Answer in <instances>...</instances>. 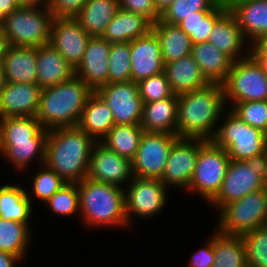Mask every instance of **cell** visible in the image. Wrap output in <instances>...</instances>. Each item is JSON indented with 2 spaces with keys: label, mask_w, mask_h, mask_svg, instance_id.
<instances>
[{
  "label": "cell",
  "mask_w": 267,
  "mask_h": 267,
  "mask_svg": "<svg viewBox=\"0 0 267 267\" xmlns=\"http://www.w3.org/2000/svg\"><path fill=\"white\" fill-rule=\"evenodd\" d=\"M94 91L77 76L41 90L36 118L47 130L78 126Z\"/></svg>",
  "instance_id": "cell-4"
},
{
  "label": "cell",
  "mask_w": 267,
  "mask_h": 267,
  "mask_svg": "<svg viewBox=\"0 0 267 267\" xmlns=\"http://www.w3.org/2000/svg\"><path fill=\"white\" fill-rule=\"evenodd\" d=\"M22 263L17 256L0 250V267H21Z\"/></svg>",
  "instance_id": "cell-48"
},
{
  "label": "cell",
  "mask_w": 267,
  "mask_h": 267,
  "mask_svg": "<svg viewBox=\"0 0 267 267\" xmlns=\"http://www.w3.org/2000/svg\"><path fill=\"white\" fill-rule=\"evenodd\" d=\"M156 11L161 15L174 0H153Z\"/></svg>",
  "instance_id": "cell-52"
},
{
  "label": "cell",
  "mask_w": 267,
  "mask_h": 267,
  "mask_svg": "<svg viewBox=\"0 0 267 267\" xmlns=\"http://www.w3.org/2000/svg\"><path fill=\"white\" fill-rule=\"evenodd\" d=\"M143 132L140 125L115 124L100 142L119 156L132 161Z\"/></svg>",
  "instance_id": "cell-36"
},
{
  "label": "cell",
  "mask_w": 267,
  "mask_h": 267,
  "mask_svg": "<svg viewBox=\"0 0 267 267\" xmlns=\"http://www.w3.org/2000/svg\"><path fill=\"white\" fill-rule=\"evenodd\" d=\"M215 227L227 235L242 236L267 223V187L225 204L216 214Z\"/></svg>",
  "instance_id": "cell-9"
},
{
  "label": "cell",
  "mask_w": 267,
  "mask_h": 267,
  "mask_svg": "<svg viewBox=\"0 0 267 267\" xmlns=\"http://www.w3.org/2000/svg\"><path fill=\"white\" fill-rule=\"evenodd\" d=\"M41 90L37 84L5 82L0 92V119L36 117Z\"/></svg>",
  "instance_id": "cell-20"
},
{
  "label": "cell",
  "mask_w": 267,
  "mask_h": 267,
  "mask_svg": "<svg viewBox=\"0 0 267 267\" xmlns=\"http://www.w3.org/2000/svg\"><path fill=\"white\" fill-rule=\"evenodd\" d=\"M267 187V152L244 161L231 160L217 195L207 208L217 213L225 204Z\"/></svg>",
  "instance_id": "cell-5"
},
{
  "label": "cell",
  "mask_w": 267,
  "mask_h": 267,
  "mask_svg": "<svg viewBox=\"0 0 267 267\" xmlns=\"http://www.w3.org/2000/svg\"><path fill=\"white\" fill-rule=\"evenodd\" d=\"M8 42L6 40L5 34L3 33L0 26V64L3 61V57L5 55L6 49L8 48Z\"/></svg>",
  "instance_id": "cell-53"
},
{
  "label": "cell",
  "mask_w": 267,
  "mask_h": 267,
  "mask_svg": "<svg viewBox=\"0 0 267 267\" xmlns=\"http://www.w3.org/2000/svg\"><path fill=\"white\" fill-rule=\"evenodd\" d=\"M37 85L41 88L58 85L71 79L75 70L52 45L36 47Z\"/></svg>",
  "instance_id": "cell-24"
},
{
  "label": "cell",
  "mask_w": 267,
  "mask_h": 267,
  "mask_svg": "<svg viewBox=\"0 0 267 267\" xmlns=\"http://www.w3.org/2000/svg\"><path fill=\"white\" fill-rule=\"evenodd\" d=\"M178 95L143 104L141 128L145 132L177 135Z\"/></svg>",
  "instance_id": "cell-25"
},
{
  "label": "cell",
  "mask_w": 267,
  "mask_h": 267,
  "mask_svg": "<svg viewBox=\"0 0 267 267\" xmlns=\"http://www.w3.org/2000/svg\"><path fill=\"white\" fill-rule=\"evenodd\" d=\"M152 23L143 15L119 9L102 35L110 43L131 42L146 35Z\"/></svg>",
  "instance_id": "cell-30"
},
{
  "label": "cell",
  "mask_w": 267,
  "mask_h": 267,
  "mask_svg": "<svg viewBox=\"0 0 267 267\" xmlns=\"http://www.w3.org/2000/svg\"><path fill=\"white\" fill-rule=\"evenodd\" d=\"M19 6H41L46 5L47 0H16Z\"/></svg>",
  "instance_id": "cell-54"
},
{
  "label": "cell",
  "mask_w": 267,
  "mask_h": 267,
  "mask_svg": "<svg viewBox=\"0 0 267 267\" xmlns=\"http://www.w3.org/2000/svg\"><path fill=\"white\" fill-rule=\"evenodd\" d=\"M114 125L109 106L94 92L83 109L78 127L95 141H101Z\"/></svg>",
  "instance_id": "cell-34"
},
{
  "label": "cell",
  "mask_w": 267,
  "mask_h": 267,
  "mask_svg": "<svg viewBox=\"0 0 267 267\" xmlns=\"http://www.w3.org/2000/svg\"><path fill=\"white\" fill-rule=\"evenodd\" d=\"M219 4V0H174L159 20L177 25L186 17L197 15V11H213Z\"/></svg>",
  "instance_id": "cell-40"
},
{
  "label": "cell",
  "mask_w": 267,
  "mask_h": 267,
  "mask_svg": "<svg viewBox=\"0 0 267 267\" xmlns=\"http://www.w3.org/2000/svg\"><path fill=\"white\" fill-rule=\"evenodd\" d=\"M222 86L227 108L237 102L267 101V76L250 55L233 62Z\"/></svg>",
  "instance_id": "cell-11"
},
{
  "label": "cell",
  "mask_w": 267,
  "mask_h": 267,
  "mask_svg": "<svg viewBox=\"0 0 267 267\" xmlns=\"http://www.w3.org/2000/svg\"><path fill=\"white\" fill-rule=\"evenodd\" d=\"M86 177L125 188L134 178L132 161L96 141L91 150Z\"/></svg>",
  "instance_id": "cell-15"
},
{
  "label": "cell",
  "mask_w": 267,
  "mask_h": 267,
  "mask_svg": "<svg viewBox=\"0 0 267 267\" xmlns=\"http://www.w3.org/2000/svg\"><path fill=\"white\" fill-rule=\"evenodd\" d=\"M110 48L111 43L102 37H91L83 59L75 69V76L81 78L94 92L108 84Z\"/></svg>",
  "instance_id": "cell-19"
},
{
  "label": "cell",
  "mask_w": 267,
  "mask_h": 267,
  "mask_svg": "<svg viewBox=\"0 0 267 267\" xmlns=\"http://www.w3.org/2000/svg\"><path fill=\"white\" fill-rule=\"evenodd\" d=\"M28 172L32 176H29L26 180L24 179L23 183L27 186L26 190L28 198L30 199L32 206L36 208L37 212V210L42 207V205L48 201L66 182L44 163L36 166V168L34 167L26 170L24 172L25 174L21 176V180L26 178L24 175H27ZM37 204H39V207H36L38 206Z\"/></svg>",
  "instance_id": "cell-29"
},
{
  "label": "cell",
  "mask_w": 267,
  "mask_h": 267,
  "mask_svg": "<svg viewBox=\"0 0 267 267\" xmlns=\"http://www.w3.org/2000/svg\"><path fill=\"white\" fill-rule=\"evenodd\" d=\"M9 181L8 178L6 182L0 183V217L19 223H33L35 208L28 198L26 186L17 179V182Z\"/></svg>",
  "instance_id": "cell-23"
},
{
  "label": "cell",
  "mask_w": 267,
  "mask_h": 267,
  "mask_svg": "<svg viewBox=\"0 0 267 267\" xmlns=\"http://www.w3.org/2000/svg\"><path fill=\"white\" fill-rule=\"evenodd\" d=\"M164 73L172 92L176 95L200 89L209 84L191 54L166 63Z\"/></svg>",
  "instance_id": "cell-28"
},
{
  "label": "cell",
  "mask_w": 267,
  "mask_h": 267,
  "mask_svg": "<svg viewBox=\"0 0 267 267\" xmlns=\"http://www.w3.org/2000/svg\"><path fill=\"white\" fill-rule=\"evenodd\" d=\"M170 190L160 179L135 177L124 188L125 215L128 226L135 232L138 220L152 222L166 212L171 201ZM169 201V202H168ZM136 223H135V221Z\"/></svg>",
  "instance_id": "cell-8"
},
{
  "label": "cell",
  "mask_w": 267,
  "mask_h": 267,
  "mask_svg": "<svg viewBox=\"0 0 267 267\" xmlns=\"http://www.w3.org/2000/svg\"><path fill=\"white\" fill-rule=\"evenodd\" d=\"M1 65L5 82L37 84L36 47L8 46Z\"/></svg>",
  "instance_id": "cell-22"
},
{
  "label": "cell",
  "mask_w": 267,
  "mask_h": 267,
  "mask_svg": "<svg viewBox=\"0 0 267 267\" xmlns=\"http://www.w3.org/2000/svg\"><path fill=\"white\" fill-rule=\"evenodd\" d=\"M130 42L111 43L108 84L131 80Z\"/></svg>",
  "instance_id": "cell-42"
},
{
  "label": "cell",
  "mask_w": 267,
  "mask_h": 267,
  "mask_svg": "<svg viewBox=\"0 0 267 267\" xmlns=\"http://www.w3.org/2000/svg\"><path fill=\"white\" fill-rule=\"evenodd\" d=\"M78 191L79 220L84 231L113 228L112 230H125L124 233L129 231V235L134 233L128 226L125 215L124 188L86 177L78 182Z\"/></svg>",
  "instance_id": "cell-2"
},
{
  "label": "cell",
  "mask_w": 267,
  "mask_h": 267,
  "mask_svg": "<svg viewBox=\"0 0 267 267\" xmlns=\"http://www.w3.org/2000/svg\"><path fill=\"white\" fill-rule=\"evenodd\" d=\"M95 142L78 126L48 130L44 164L66 183H78L87 176Z\"/></svg>",
  "instance_id": "cell-3"
},
{
  "label": "cell",
  "mask_w": 267,
  "mask_h": 267,
  "mask_svg": "<svg viewBox=\"0 0 267 267\" xmlns=\"http://www.w3.org/2000/svg\"><path fill=\"white\" fill-rule=\"evenodd\" d=\"M52 20L47 5L18 6L0 26L9 46L38 47L50 43Z\"/></svg>",
  "instance_id": "cell-6"
},
{
  "label": "cell",
  "mask_w": 267,
  "mask_h": 267,
  "mask_svg": "<svg viewBox=\"0 0 267 267\" xmlns=\"http://www.w3.org/2000/svg\"><path fill=\"white\" fill-rule=\"evenodd\" d=\"M241 237L247 267H267V223Z\"/></svg>",
  "instance_id": "cell-41"
},
{
  "label": "cell",
  "mask_w": 267,
  "mask_h": 267,
  "mask_svg": "<svg viewBox=\"0 0 267 267\" xmlns=\"http://www.w3.org/2000/svg\"><path fill=\"white\" fill-rule=\"evenodd\" d=\"M18 6L16 0H0V15L4 17L13 12Z\"/></svg>",
  "instance_id": "cell-50"
},
{
  "label": "cell",
  "mask_w": 267,
  "mask_h": 267,
  "mask_svg": "<svg viewBox=\"0 0 267 267\" xmlns=\"http://www.w3.org/2000/svg\"><path fill=\"white\" fill-rule=\"evenodd\" d=\"M199 149L200 139L179 138L173 144L160 179L170 191L179 190L182 194L188 189Z\"/></svg>",
  "instance_id": "cell-14"
},
{
  "label": "cell",
  "mask_w": 267,
  "mask_h": 267,
  "mask_svg": "<svg viewBox=\"0 0 267 267\" xmlns=\"http://www.w3.org/2000/svg\"><path fill=\"white\" fill-rule=\"evenodd\" d=\"M119 10V0H88L74 17L91 37H102Z\"/></svg>",
  "instance_id": "cell-32"
},
{
  "label": "cell",
  "mask_w": 267,
  "mask_h": 267,
  "mask_svg": "<svg viewBox=\"0 0 267 267\" xmlns=\"http://www.w3.org/2000/svg\"><path fill=\"white\" fill-rule=\"evenodd\" d=\"M47 136L48 130L42 128L30 141L0 142V158L4 165L12 166L10 170L17 174V179L26 170L45 162Z\"/></svg>",
  "instance_id": "cell-17"
},
{
  "label": "cell",
  "mask_w": 267,
  "mask_h": 267,
  "mask_svg": "<svg viewBox=\"0 0 267 267\" xmlns=\"http://www.w3.org/2000/svg\"><path fill=\"white\" fill-rule=\"evenodd\" d=\"M95 92L109 106L115 124H141L143 101L138 92L137 82H114L99 87Z\"/></svg>",
  "instance_id": "cell-13"
},
{
  "label": "cell",
  "mask_w": 267,
  "mask_h": 267,
  "mask_svg": "<svg viewBox=\"0 0 267 267\" xmlns=\"http://www.w3.org/2000/svg\"><path fill=\"white\" fill-rule=\"evenodd\" d=\"M245 0H219V3L224 6L226 9H230L236 3H240Z\"/></svg>",
  "instance_id": "cell-55"
},
{
  "label": "cell",
  "mask_w": 267,
  "mask_h": 267,
  "mask_svg": "<svg viewBox=\"0 0 267 267\" xmlns=\"http://www.w3.org/2000/svg\"><path fill=\"white\" fill-rule=\"evenodd\" d=\"M152 30L158 37L164 64L191 54V38L178 25L158 20L152 24Z\"/></svg>",
  "instance_id": "cell-33"
},
{
  "label": "cell",
  "mask_w": 267,
  "mask_h": 267,
  "mask_svg": "<svg viewBox=\"0 0 267 267\" xmlns=\"http://www.w3.org/2000/svg\"><path fill=\"white\" fill-rule=\"evenodd\" d=\"M130 51L131 81L138 82L164 72L160 43L152 29L146 35L132 40Z\"/></svg>",
  "instance_id": "cell-18"
},
{
  "label": "cell",
  "mask_w": 267,
  "mask_h": 267,
  "mask_svg": "<svg viewBox=\"0 0 267 267\" xmlns=\"http://www.w3.org/2000/svg\"><path fill=\"white\" fill-rule=\"evenodd\" d=\"M43 127L36 117L0 119V142L30 141Z\"/></svg>",
  "instance_id": "cell-39"
},
{
  "label": "cell",
  "mask_w": 267,
  "mask_h": 267,
  "mask_svg": "<svg viewBox=\"0 0 267 267\" xmlns=\"http://www.w3.org/2000/svg\"><path fill=\"white\" fill-rule=\"evenodd\" d=\"M213 249L215 254L213 267H247L245 246L241 236L227 235L212 226Z\"/></svg>",
  "instance_id": "cell-35"
},
{
  "label": "cell",
  "mask_w": 267,
  "mask_h": 267,
  "mask_svg": "<svg viewBox=\"0 0 267 267\" xmlns=\"http://www.w3.org/2000/svg\"><path fill=\"white\" fill-rule=\"evenodd\" d=\"M90 38L74 17L53 18L50 44L74 70L81 63Z\"/></svg>",
  "instance_id": "cell-16"
},
{
  "label": "cell",
  "mask_w": 267,
  "mask_h": 267,
  "mask_svg": "<svg viewBox=\"0 0 267 267\" xmlns=\"http://www.w3.org/2000/svg\"><path fill=\"white\" fill-rule=\"evenodd\" d=\"M31 224L4 220L0 217V250L17 256L23 262L27 261V258L31 257L28 253L33 249L32 243L35 240V232L32 230H35V226Z\"/></svg>",
  "instance_id": "cell-31"
},
{
  "label": "cell",
  "mask_w": 267,
  "mask_h": 267,
  "mask_svg": "<svg viewBox=\"0 0 267 267\" xmlns=\"http://www.w3.org/2000/svg\"><path fill=\"white\" fill-rule=\"evenodd\" d=\"M139 95L144 103L159 101L172 97V92L164 72L137 82Z\"/></svg>",
  "instance_id": "cell-44"
},
{
  "label": "cell",
  "mask_w": 267,
  "mask_h": 267,
  "mask_svg": "<svg viewBox=\"0 0 267 267\" xmlns=\"http://www.w3.org/2000/svg\"><path fill=\"white\" fill-rule=\"evenodd\" d=\"M88 0H47L53 18L75 17Z\"/></svg>",
  "instance_id": "cell-46"
},
{
  "label": "cell",
  "mask_w": 267,
  "mask_h": 267,
  "mask_svg": "<svg viewBox=\"0 0 267 267\" xmlns=\"http://www.w3.org/2000/svg\"><path fill=\"white\" fill-rule=\"evenodd\" d=\"M42 206L44 207L45 211H48L49 214H52L57 218L64 217L70 219L75 217L79 220L80 204L78 183H65Z\"/></svg>",
  "instance_id": "cell-38"
},
{
  "label": "cell",
  "mask_w": 267,
  "mask_h": 267,
  "mask_svg": "<svg viewBox=\"0 0 267 267\" xmlns=\"http://www.w3.org/2000/svg\"><path fill=\"white\" fill-rule=\"evenodd\" d=\"M230 161L225 149L212 140L200 139L196 166L185 194L196 195L207 205L219 192Z\"/></svg>",
  "instance_id": "cell-10"
},
{
  "label": "cell",
  "mask_w": 267,
  "mask_h": 267,
  "mask_svg": "<svg viewBox=\"0 0 267 267\" xmlns=\"http://www.w3.org/2000/svg\"><path fill=\"white\" fill-rule=\"evenodd\" d=\"M119 9L143 15L152 24L160 18L153 0H119Z\"/></svg>",
  "instance_id": "cell-47"
},
{
  "label": "cell",
  "mask_w": 267,
  "mask_h": 267,
  "mask_svg": "<svg viewBox=\"0 0 267 267\" xmlns=\"http://www.w3.org/2000/svg\"><path fill=\"white\" fill-rule=\"evenodd\" d=\"M249 54H264L267 55V33L260 36L250 45Z\"/></svg>",
  "instance_id": "cell-49"
},
{
  "label": "cell",
  "mask_w": 267,
  "mask_h": 267,
  "mask_svg": "<svg viewBox=\"0 0 267 267\" xmlns=\"http://www.w3.org/2000/svg\"><path fill=\"white\" fill-rule=\"evenodd\" d=\"M2 19H3V17L0 15V24H1V22H2Z\"/></svg>",
  "instance_id": "cell-57"
},
{
  "label": "cell",
  "mask_w": 267,
  "mask_h": 267,
  "mask_svg": "<svg viewBox=\"0 0 267 267\" xmlns=\"http://www.w3.org/2000/svg\"><path fill=\"white\" fill-rule=\"evenodd\" d=\"M211 140L235 161L252 158L267 148V134L242 121L230 108L224 111Z\"/></svg>",
  "instance_id": "cell-7"
},
{
  "label": "cell",
  "mask_w": 267,
  "mask_h": 267,
  "mask_svg": "<svg viewBox=\"0 0 267 267\" xmlns=\"http://www.w3.org/2000/svg\"><path fill=\"white\" fill-rule=\"evenodd\" d=\"M229 11L250 44L267 33V0H245L233 5Z\"/></svg>",
  "instance_id": "cell-27"
},
{
  "label": "cell",
  "mask_w": 267,
  "mask_h": 267,
  "mask_svg": "<svg viewBox=\"0 0 267 267\" xmlns=\"http://www.w3.org/2000/svg\"><path fill=\"white\" fill-rule=\"evenodd\" d=\"M179 139L169 133L143 132L132 160L135 177L161 179L173 144Z\"/></svg>",
  "instance_id": "cell-12"
},
{
  "label": "cell",
  "mask_w": 267,
  "mask_h": 267,
  "mask_svg": "<svg viewBox=\"0 0 267 267\" xmlns=\"http://www.w3.org/2000/svg\"><path fill=\"white\" fill-rule=\"evenodd\" d=\"M256 63L261 67V70L267 76V55L264 54H249Z\"/></svg>",
  "instance_id": "cell-51"
},
{
  "label": "cell",
  "mask_w": 267,
  "mask_h": 267,
  "mask_svg": "<svg viewBox=\"0 0 267 267\" xmlns=\"http://www.w3.org/2000/svg\"><path fill=\"white\" fill-rule=\"evenodd\" d=\"M191 55L208 83L222 85L234 62L209 42L194 44Z\"/></svg>",
  "instance_id": "cell-26"
},
{
  "label": "cell",
  "mask_w": 267,
  "mask_h": 267,
  "mask_svg": "<svg viewBox=\"0 0 267 267\" xmlns=\"http://www.w3.org/2000/svg\"><path fill=\"white\" fill-rule=\"evenodd\" d=\"M5 80H4V74H3V69L2 65L0 64V92L4 86Z\"/></svg>",
  "instance_id": "cell-56"
},
{
  "label": "cell",
  "mask_w": 267,
  "mask_h": 267,
  "mask_svg": "<svg viewBox=\"0 0 267 267\" xmlns=\"http://www.w3.org/2000/svg\"><path fill=\"white\" fill-rule=\"evenodd\" d=\"M204 237L201 247L194 251L185 262L186 267H213L215 254L213 249V229Z\"/></svg>",
  "instance_id": "cell-45"
},
{
  "label": "cell",
  "mask_w": 267,
  "mask_h": 267,
  "mask_svg": "<svg viewBox=\"0 0 267 267\" xmlns=\"http://www.w3.org/2000/svg\"><path fill=\"white\" fill-rule=\"evenodd\" d=\"M226 109L221 84L209 83L203 88L179 94L177 136L211 140Z\"/></svg>",
  "instance_id": "cell-1"
},
{
  "label": "cell",
  "mask_w": 267,
  "mask_h": 267,
  "mask_svg": "<svg viewBox=\"0 0 267 267\" xmlns=\"http://www.w3.org/2000/svg\"><path fill=\"white\" fill-rule=\"evenodd\" d=\"M208 42L237 61L249 56L250 43L244 37L235 16L228 10L209 33Z\"/></svg>",
  "instance_id": "cell-21"
},
{
  "label": "cell",
  "mask_w": 267,
  "mask_h": 267,
  "mask_svg": "<svg viewBox=\"0 0 267 267\" xmlns=\"http://www.w3.org/2000/svg\"><path fill=\"white\" fill-rule=\"evenodd\" d=\"M230 109L242 121L267 134V101L237 102Z\"/></svg>",
  "instance_id": "cell-43"
},
{
  "label": "cell",
  "mask_w": 267,
  "mask_h": 267,
  "mask_svg": "<svg viewBox=\"0 0 267 267\" xmlns=\"http://www.w3.org/2000/svg\"><path fill=\"white\" fill-rule=\"evenodd\" d=\"M227 11L219 4L213 11H197V15L186 17L177 25L191 38L193 45L208 42L210 31Z\"/></svg>",
  "instance_id": "cell-37"
}]
</instances>
